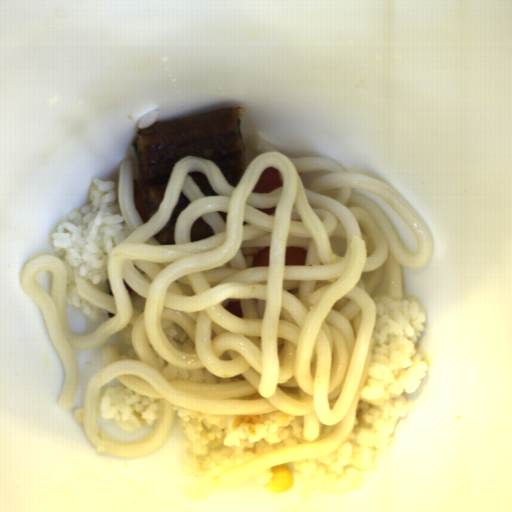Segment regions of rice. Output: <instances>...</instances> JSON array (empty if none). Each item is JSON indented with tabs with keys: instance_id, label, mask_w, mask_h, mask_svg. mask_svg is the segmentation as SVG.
I'll list each match as a JSON object with an SVG mask.
<instances>
[{
	"instance_id": "1",
	"label": "rice",
	"mask_w": 512,
	"mask_h": 512,
	"mask_svg": "<svg viewBox=\"0 0 512 512\" xmlns=\"http://www.w3.org/2000/svg\"><path fill=\"white\" fill-rule=\"evenodd\" d=\"M375 316L366 379L352 430L328 453L292 464L299 496L336 494L369 482L388 457L398 420L409 415L406 395L420 386L429 368L428 355L416 345L426 327L428 311L416 297L392 299L387 282L370 295Z\"/></svg>"
},
{
	"instance_id": "2",
	"label": "rice",
	"mask_w": 512,
	"mask_h": 512,
	"mask_svg": "<svg viewBox=\"0 0 512 512\" xmlns=\"http://www.w3.org/2000/svg\"><path fill=\"white\" fill-rule=\"evenodd\" d=\"M174 411L184 433L182 470L193 477L183 497L194 502L220 492L265 486L272 479L271 468L226 486H213V479L240 462L310 444L336 429V425L320 424L316 437L306 440L303 416L277 409L256 415H222L175 404Z\"/></svg>"
},
{
	"instance_id": "3",
	"label": "rice",
	"mask_w": 512,
	"mask_h": 512,
	"mask_svg": "<svg viewBox=\"0 0 512 512\" xmlns=\"http://www.w3.org/2000/svg\"><path fill=\"white\" fill-rule=\"evenodd\" d=\"M130 234L119 204V183L94 178L87 204L72 211L50 234L54 255L67 272L65 304L79 308L93 322L111 312L81 298L74 280L82 278L114 297L107 261L111 249Z\"/></svg>"
},
{
	"instance_id": "4",
	"label": "rice",
	"mask_w": 512,
	"mask_h": 512,
	"mask_svg": "<svg viewBox=\"0 0 512 512\" xmlns=\"http://www.w3.org/2000/svg\"><path fill=\"white\" fill-rule=\"evenodd\" d=\"M160 412L161 399L134 392L122 384L108 387L96 407V416L119 426L124 433L150 426Z\"/></svg>"
},
{
	"instance_id": "5",
	"label": "rice",
	"mask_w": 512,
	"mask_h": 512,
	"mask_svg": "<svg viewBox=\"0 0 512 512\" xmlns=\"http://www.w3.org/2000/svg\"><path fill=\"white\" fill-rule=\"evenodd\" d=\"M152 354L159 367L160 373L171 382H186L197 384H219L231 383L240 380H245L243 376H219L207 370L206 368H183L169 363L157 354L151 344L149 345Z\"/></svg>"
},
{
	"instance_id": "6",
	"label": "rice",
	"mask_w": 512,
	"mask_h": 512,
	"mask_svg": "<svg viewBox=\"0 0 512 512\" xmlns=\"http://www.w3.org/2000/svg\"><path fill=\"white\" fill-rule=\"evenodd\" d=\"M161 325L162 331L169 344L188 354L195 352L194 343L186 330L164 319L161 321Z\"/></svg>"
},
{
	"instance_id": "7",
	"label": "rice",
	"mask_w": 512,
	"mask_h": 512,
	"mask_svg": "<svg viewBox=\"0 0 512 512\" xmlns=\"http://www.w3.org/2000/svg\"><path fill=\"white\" fill-rule=\"evenodd\" d=\"M132 328L133 325L128 323L126 327L117 330V335L121 339L120 346L116 349L119 359L137 358L131 342Z\"/></svg>"
},
{
	"instance_id": "8",
	"label": "rice",
	"mask_w": 512,
	"mask_h": 512,
	"mask_svg": "<svg viewBox=\"0 0 512 512\" xmlns=\"http://www.w3.org/2000/svg\"><path fill=\"white\" fill-rule=\"evenodd\" d=\"M158 119V110H153L149 113H145L137 121L138 129H144L152 126Z\"/></svg>"
},
{
	"instance_id": "9",
	"label": "rice",
	"mask_w": 512,
	"mask_h": 512,
	"mask_svg": "<svg viewBox=\"0 0 512 512\" xmlns=\"http://www.w3.org/2000/svg\"><path fill=\"white\" fill-rule=\"evenodd\" d=\"M83 411H84V407L83 408H79L76 411H74V413H73V420H74L76 425L83 424L82 423Z\"/></svg>"
}]
</instances>
